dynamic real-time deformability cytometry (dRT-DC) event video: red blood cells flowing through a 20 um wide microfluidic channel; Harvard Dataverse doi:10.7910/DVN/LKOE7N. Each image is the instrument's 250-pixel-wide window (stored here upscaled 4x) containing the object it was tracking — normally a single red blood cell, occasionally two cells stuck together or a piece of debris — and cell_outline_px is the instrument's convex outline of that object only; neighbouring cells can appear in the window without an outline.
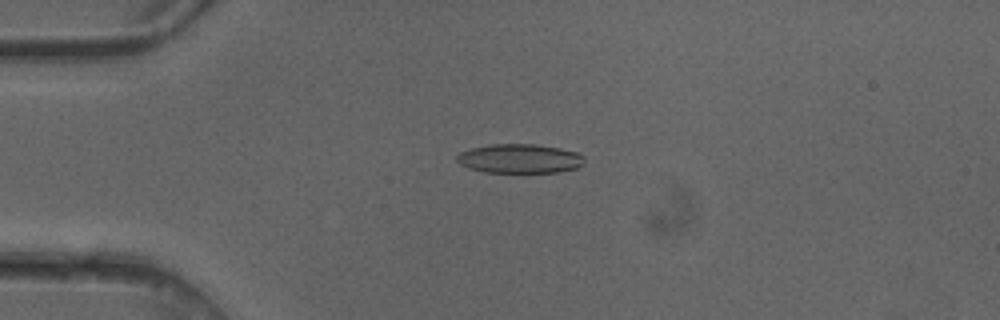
{"species": "common noctule bat (a hibernating species)", "species_latin": "Nyctalus noctula", "temperature_condition": "cold", "stored_images_in_passage": 6, "camera_frame_rate_fps": 3000, "um_per_image_px": 0.085, "animal": {"sex": "female"}, "frame": {"image": 1, "passage_image": 4, "time_ms": 1.0, "image_size_px": [1000, 320], "cell_outline_px": [[584, 164], [576, 168], [556, 172], [484, 172], [468, 168], [460, 164], [456, 160], [456, 156], [460, 152], [472, 148], [488, 144], [536, 144], [560, 148], [576, 152], [584, 156]], "centroid_in_image_um": [44.16, 13.48], "position_along_channel_um": 40.8, "area_um2": 21.73}}
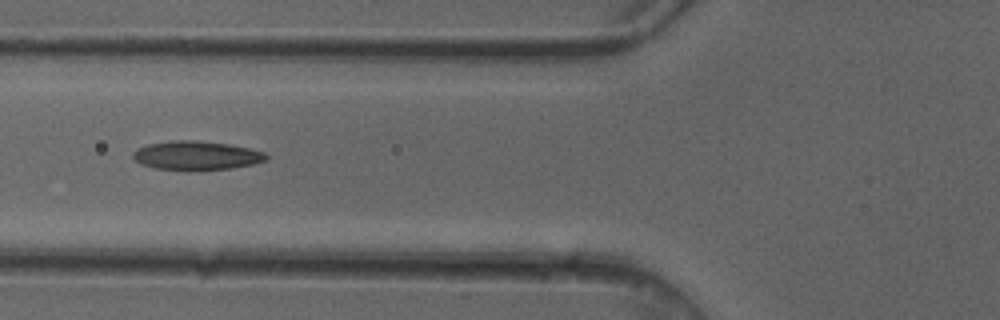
{"frame": {"image": 2, "passage_image": 6, "time_ms": 1.667, "image_size_px": [1000, 320], "cell_outline_px": [[268, 160], [252, 164], [232, 168], [188, 172], [184, 172], [152, 168], [140, 164], [132, 156], [132, 152], [136, 148], [148, 144], [172, 140], [196, 140], [228, 144], [248, 148], [264, 152], [268, 156]], "centroid_in_image_um": [16.64, 13.24], "position_along_channel_um": 109.2, "area_um2": 23.06}}